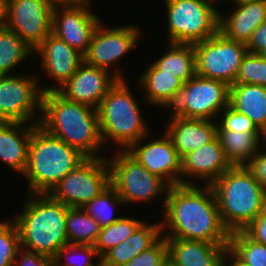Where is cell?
I'll list each match as a JSON object with an SVG mask.
<instances>
[{
  "mask_svg": "<svg viewBox=\"0 0 266 266\" xmlns=\"http://www.w3.org/2000/svg\"><path fill=\"white\" fill-rule=\"evenodd\" d=\"M229 85L225 82L194 75L184 83L173 106L172 114L184 118L215 120L229 105Z\"/></svg>",
  "mask_w": 266,
  "mask_h": 266,
  "instance_id": "obj_11",
  "label": "cell"
},
{
  "mask_svg": "<svg viewBox=\"0 0 266 266\" xmlns=\"http://www.w3.org/2000/svg\"><path fill=\"white\" fill-rule=\"evenodd\" d=\"M23 211L12 220L16 223L20 246L54 258L68 243L66 218L68 206L49 194H31Z\"/></svg>",
  "mask_w": 266,
  "mask_h": 266,
  "instance_id": "obj_3",
  "label": "cell"
},
{
  "mask_svg": "<svg viewBox=\"0 0 266 266\" xmlns=\"http://www.w3.org/2000/svg\"><path fill=\"white\" fill-rule=\"evenodd\" d=\"M234 2V4H239V3H242V2H247V1H252V0H231Z\"/></svg>",
  "mask_w": 266,
  "mask_h": 266,
  "instance_id": "obj_46",
  "label": "cell"
},
{
  "mask_svg": "<svg viewBox=\"0 0 266 266\" xmlns=\"http://www.w3.org/2000/svg\"><path fill=\"white\" fill-rule=\"evenodd\" d=\"M18 257H20V259H17ZM13 266H55V260L52 257L20 247L16 254Z\"/></svg>",
  "mask_w": 266,
  "mask_h": 266,
  "instance_id": "obj_39",
  "label": "cell"
},
{
  "mask_svg": "<svg viewBox=\"0 0 266 266\" xmlns=\"http://www.w3.org/2000/svg\"><path fill=\"white\" fill-rule=\"evenodd\" d=\"M161 234V222L151 225L143 222L130 237L107 251L100 260L109 266H124L153 246Z\"/></svg>",
  "mask_w": 266,
  "mask_h": 266,
  "instance_id": "obj_25",
  "label": "cell"
},
{
  "mask_svg": "<svg viewBox=\"0 0 266 266\" xmlns=\"http://www.w3.org/2000/svg\"><path fill=\"white\" fill-rule=\"evenodd\" d=\"M76 253H79L82 256H84V258H86L85 261L83 259L84 261L83 263L78 261L71 262L70 257L75 255ZM92 257L100 259L93 245L67 243L57 252V255L54 257V260H55V266H95L97 264V261L96 263L92 262L91 261Z\"/></svg>",
  "mask_w": 266,
  "mask_h": 266,
  "instance_id": "obj_36",
  "label": "cell"
},
{
  "mask_svg": "<svg viewBox=\"0 0 266 266\" xmlns=\"http://www.w3.org/2000/svg\"><path fill=\"white\" fill-rule=\"evenodd\" d=\"M168 42L194 44L219 31L220 11L211 0H165Z\"/></svg>",
  "mask_w": 266,
  "mask_h": 266,
  "instance_id": "obj_7",
  "label": "cell"
},
{
  "mask_svg": "<svg viewBox=\"0 0 266 266\" xmlns=\"http://www.w3.org/2000/svg\"><path fill=\"white\" fill-rule=\"evenodd\" d=\"M6 0H0V27L5 24Z\"/></svg>",
  "mask_w": 266,
  "mask_h": 266,
  "instance_id": "obj_44",
  "label": "cell"
},
{
  "mask_svg": "<svg viewBox=\"0 0 266 266\" xmlns=\"http://www.w3.org/2000/svg\"><path fill=\"white\" fill-rule=\"evenodd\" d=\"M230 167L217 137L181 158V175L203 179L205 185H212Z\"/></svg>",
  "mask_w": 266,
  "mask_h": 266,
  "instance_id": "obj_19",
  "label": "cell"
},
{
  "mask_svg": "<svg viewBox=\"0 0 266 266\" xmlns=\"http://www.w3.org/2000/svg\"><path fill=\"white\" fill-rule=\"evenodd\" d=\"M25 124L0 121V160L21 175L27 166L32 131L38 125Z\"/></svg>",
  "mask_w": 266,
  "mask_h": 266,
  "instance_id": "obj_23",
  "label": "cell"
},
{
  "mask_svg": "<svg viewBox=\"0 0 266 266\" xmlns=\"http://www.w3.org/2000/svg\"><path fill=\"white\" fill-rule=\"evenodd\" d=\"M143 222L129 217H121L113 224L101 228L99 237L94 245L98 256L101 258L107 251L125 241Z\"/></svg>",
  "mask_w": 266,
  "mask_h": 266,
  "instance_id": "obj_31",
  "label": "cell"
},
{
  "mask_svg": "<svg viewBox=\"0 0 266 266\" xmlns=\"http://www.w3.org/2000/svg\"><path fill=\"white\" fill-rule=\"evenodd\" d=\"M219 116L221 121L218 122L217 130H230L234 132L245 133H262L252 120L246 115L235 111L229 105L222 111Z\"/></svg>",
  "mask_w": 266,
  "mask_h": 266,
  "instance_id": "obj_38",
  "label": "cell"
},
{
  "mask_svg": "<svg viewBox=\"0 0 266 266\" xmlns=\"http://www.w3.org/2000/svg\"><path fill=\"white\" fill-rule=\"evenodd\" d=\"M111 185L107 158H86L53 188L49 195L68 207H83Z\"/></svg>",
  "mask_w": 266,
  "mask_h": 266,
  "instance_id": "obj_10",
  "label": "cell"
},
{
  "mask_svg": "<svg viewBox=\"0 0 266 266\" xmlns=\"http://www.w3.org/2000/svg\"><path fill=\"white\" fill-rule=\"evenodd\" d=\"M117 80H124L120 70L115 69L111 73L83 61L72 77L56 91L69 101L97 109Z\"/></svg>",
  "mask_w": 266,
  "mask_h": 266,
  "instance_id": "obj_17",
  "label": "cell"
},
{
  "mask_svg": "<svg viewBox=\"0 0 266 266\" xmlns=\"http://www.w3.org/2000/svg\"><path fill=\"white\" fill-rule=\"evenodd\" d=\"M169 266H221L229 244H214L196 240L165 238Z\"/></svg>",
  "mask_w": 266,
  "mask_h": 266,
  "instance_id": "obj_21",
  "label": "cell"
},
{
  "mask_svg": "<svg viewBox=\"0 0 266 266\" xmlns=\"http://www.w3.org/2000/svg\"><path fill=\"white\" fill-rule=\"evenodd\" d=\"M218 121L171 116L166 134L180 158L210 143L217 137Z\"/></svg>",
  "mask_w": 266,
  "mask_h": 266,
  "instance_id": "obj_20",
  "label": "cell"
},
{
  "mask_svg": "<svg viewBox=\"0 0 266 266\" xmlns=\"http://www.w3.org/2000/svg\"><path fill=\"white\" fill-rule=\"evenodd\" d=\"M168 245L165 237L161 238L149 249L135 256L124 266H168Z\"/></svg>",
  "mask_w": 266,
  "mask_h": 266,
  "instance_id": "obj_37",
  "label": "cell"
},
{
  "mask_svg": "<svg viewBox=\"0 0 266 266\" xmlns=\"http://www.w3.org/2000/svg\"><path fill=\"white\" fill-rule=\"evenodd\" d=\"M68 243L95 245L101 227L97 220L81 207H68L66 218Z\"/></svg>",
  "mask_w": 266,
  "mask_h": 266,
  "instance_id": "obj_29",
  "label": "cell"
},
{
  "mask_svg": "<svg viewBox=\"0 0 266 266\" xmlns=\"http://www.w3.org/2000/svg\"><path fill=\"white\" fill-rule=\"evenodd\" d=\"M217 138L231 166H244L258 151L263 133L217 130Z\"/></svg>",
  "mask_w": 266,
  "mask_h": 266,
  "instance_id": "obj_27",
  "label": "cell"
},
{
  "mask_svg": "<svg viewBox=\"0 0 266 266\" xmlns=\"http://www.w3.org/2000/svg\"><path fill=\"white\" fill-rule=\"evenodd\" d=\"M211 187L230 233L245 229L266 207V190L245 166H231Z\"/></svg>",
  "mask_w": 266,
  "mask_h": 266,
  "instance_id": "obj_5",
  "label": "cell"
},
{
  "mask_svg": "<svg viewBox=\"0 0 266 266\" xmlns=\"http://www.w3.org/2000/svg\"><path fill=\"white\" fill-rule=\"evenodd\" d=\"M53 7L50 0H6L4 25L34 51L51 33Z\"/></svg>",
  "mask_w": 266,
  "mask_h": 266,
  "instance_id": "obj_13",
  "label": "cell"
},
{
  "mask_svg": "<svg viewBox=\"0 0 266 266\" xmlns=\"http://www.w3.org/2000/svg\"><path fill=\"white\" fill-rule=\"evenodd\" d=\"M116 153L115 158H107V161L111 185L124 203H148L158 195L168 193L170 186L162 178L151 174L127 150L119 148Z\"/></svg>",
  "mask_w": 266,
  "mask_h": 266,
  "instance_id": "obj_8",
  "label": "cell"
},
{
  "mask_svg": "<svg viewBox=\"0 0 266 266\" xmlns=\"http://www.w3.org/2000/svg\"><path fill=\"white\" fill-rule=\"evenodd\" d=\"M229 248L248 266H266V246L243 230L230 233Z\"/></svg>",
  "mask_w": 266,
  "mask_h": 266,
  "instance_id": "obj_33",
  "label": "cell"
},
{
  "mask_svg": "<svg viewBox=\"0 0 266 266\" xmlns=\"http://www.w3.org/2000/svg\"><path fill=\"white\" fill-rule=\"evenodd\" d=\"M33 54V50L13 30L0 27V75L12 74L14 67Z\"/></svg>",
  "mask_w": 266,
  "mask_h": 266,
  "instance_id": "obj_30",
  "label": "cell"
},
{
  "mask_svg": "<svg viewBox=\"0 0 266 266\" xmlns=\"http://www.w3.org/2000/svg\"><path fill=\"white\" fill-rule=\"evenodd\" d=\"M246 47L248 52L254 54H260L266 48V20L252 33Z\"/></svg>",
  "mask_w": 266,
  "mask_h": 266,
  "instance_id": "obj_42",
  "label": "cell"
},
{
  "mask_svg": "<svg viewBox=\"0 0 266 266\" xmlns=\"http://www.w3.org/2000/svg\"><path fill=\"white\" fill-rule=\"evenodd\" d=\"M198 186L169 187L163 202L161 228L162 233L166 229L171 232L163 237L229 244L230 232L222 223L211 185Z\"/></svg>",
  "mask_w": 266,
  "mask_h": 266,
  "instance_id": "obj_1",
  "label": "cell"
},
{
  "mask_svg": "<svg viewBox=\"0 0 266 266\" xmlns=\"http://www.w3.org/2000/svg\"><path fill=\"white\" fill-rule=\"evenodd\" d=\"M95 266H109V265H106L101 260H98V263Z\"/></svg>",
  "mask_w": 266,
  "mask_h": 266,
  "instance_id": "obj_47",
  "label": "cell"
},
{
  "mask_svg": "<svg viewBox=\"0 0 266 266\" xmlns=\"http://www.w3.org/2000/svg\"><path fill=\"white\" fill-rule=\"evenodd\" d=\"M33 54H39L37 56H41L43 71L58 84L55 87H43V92L59 89L72 77L79 65L83 62V55L81 53L71 48L52 32L33 51Z\"/></svg>",
  "mask_w": 266,
  "mask_h": 266,
  "instance_id": "obj_18",
  "label": "cell"
},
{
  "mask_svg": "<svg viewBox=\"0 0 266 266\" xmlns=\"http://www.w3.org/2000/svg\"><path fill=\"white\" fill-rule=\"evenodd\" d=\"M235 83L266 86V60L247 52L239 67Z\"/></svg>",
  "mask_w": 266,
  "mask_h": 266,
  "instance_id": "obj_34",
  "label": "cell"
},
{
  "mask_svg": "<svg viewBox=\"0 0 266 266\" xmlns=\"http://www.w3.org/2000/svg\"><path fill=\"white\" fill-rule=\"evenodd\" d=\"M263 143H264V146L266 147V131L263 133Z\"/></svg>",
  "mask_w": 266,
  "mask_h": 266,
  "instance_id": "obj_49",
  "label": "cell"
},
{
  "mask_svg": "<svg viewBox=\"0 0 266 266\" xmlns=\"http://www.w3.org/2000/svg\"><path fill=\"white\" fill-rule=\"evenodd\" d=\"M91 1L54 4L52 10L51 32L82 55L87 52L93 33L101 22L90 10Z\"/></svg>",
  "mask_w": 266,
  "mask_h": 266,
  "instance_id": "obj_14",
  "label": "cell"
},
{
  "mask_svg": "<svg viewBox=\"0 0 266 266\" xmlns=\"http://www.w3.org/2000/svg\"><path fill=\"white\" fill-rule=\"evenodd\" d=\"M229 258V259H228ZM229 263L228 260H231ZM221 266H248L241 258H239L229 247L224 251Z\"/></svg>",
  "mask_w": 266,
  "mask_h": 266,
  "instance_id": "obj_43",
  "label": "cell"
},
{
  "mask_svg": "<svg viewBox=\"0 0 266 266\" xmlns=\"http://www.w3.org/2000/svg\"><path fill=\"white\" fill-rule=\"evenodd\" d=\"M53 4H74L82 3L88 0H50Z\"/></svg>",
  "mask_w": 266,
  "mask_h": 266,
  "instance_id": "obj_45",
  "label": "cell"
},
{
  "mask_svg": "<svg viewBox=\"0 0 266 266\" xmlns=\"http://www.w3.org/2000/svg\"><path fill=\"white\" fill-rule=\"evenodd\" d=\"M118 204L124 205V201L118 195L116 189L110 185L101 194L86 203L82 208L88 215L98 221L101 228H104L121 218V216H113V207H116Z\"/></svg>",
  "mask_w": 266,
  "mask_h": 266,
  "instance_id": "obj_32",
  "label": "cell"
},
{
  "mask_svg": "<svg viewBox=\"0 0 266 266\" xmlns=\"http://www.w3.org/2000/svg\"><path fill=\"white\" fill-rule=\"evenodd\" d=\"M139 106L125 79L117 80L97 108L103 145L113 140L118 147H123L121 150H128L149 135L150 128Z\"/></svg>",
  "mask_w": 266,
  "mask_h": 266,
  "instance_id": "obj_6",
  "label": "cell"
},
{
  "mask_svg": "<svg viewBox=\"0 0 266 266\" xmlns=\"http://www.w3.org/2000/svg\"><path fill=\"white\" fill-rule=\"evenodd\" d=\"M140 29L135 25L107 27L99 23L95 29L83 61L98 68L109 69L136 47Z\"/></svg>",
  "mask_w": 266,
  "mask_h": 266,
  "instance_id": "obj_15",
  "label": "cell"
},
{
  "mask_svg": "<svg viewBox=\"0 0 266 266\" xmlns=\"http://www.w3.org/2000/svg\"><path fill=\"white\" fill-rule=\"evenodd\" d=\"M196 75L232 86L248 52L245 43L227 38L218 31L211 38L193 44Z\"/></svg>",
  "mask_w": 266,
  "mask_h": 266,
  "instance_id": "obj_9",
  "label": "cell"
},
{
  "mask_svg": "<svg viewBox=\"0 0 266 266\" xmlns=\"http://www.w3.org/2000/svg\"><path fill=\"white\" fill-rule=\"evenodd\" d=\"M149 135L133 144L127 151L151 174L162 178L169 186L195 185L181 176V158L175 150L171 138L166 134L142 145Z\"/></svg>",
  "mask_w": 266,
  "mask_h": 266,
  "instance_id": "obj_16",
  "label": "cell"
},
{
  "mask_svg": "<svg viewBox=\"0 0 266 266\" xmlns=\"http://www.w3.org/2000/svg\"><path fill=\"white\" fill-rule=\"evenodd\" d=\"M229 106L266 131V86L234 83L229 87Z\"/></svg>",
  "mask_w": 266,
  "mask_h": 266,
  "instance_id": "obj_26",
  "label": "cell"
},
{
  "mask_svg": "<svg viewBox=\"0 0 266 266\" xmlns=\"http://www.w3.org/2000/svg\"><path fill=\"white\" fill-rule=\"evenodd\" d=\"M144 87L146 95L143 100L154 106L170 109L176 102L184 83L173 74L158 69L153 63L149 64L138 79Z\"/></svg>",
  "mask_w": 266,
  "mask_h": 266,
  "instance_id": "obj_24",
  "label": "cell"
},
{
  "mask_svg": "<svg viewBox=\"0 0 266 266\" xmlns=\"http://www.w3.org/2000/svg\"><path fill=\"white\" fill-rule=\"evenodd\" d=\"M38 125L86 158L100 157L104 145L96 108L69 101L56 90L43 92Z\"/></svg>",
  "mask_w": 266,
  "mask_h": 266,
  "instance_id": "obj_2",
  "label": "cell"
},
{
  "mask_svg": "<svg viewBox=\"0 0 266 266\" xmlns=\"http://www.w3.org/2000/svg\"><path fill=\"white\" fill-rule=\"evenodd\" d=\"M234 7L229 16L220 12L219 31L229 39L247 44L255 29L266 20V0L242 2Z\"/></svg>",
  "mask_w": 266,
  "mask_h": 266,
  "instance_id": "obj_22",
  "label": "cell"
},
{
  "mask_svg": "<svg viewBox=\"0 0 266 266\" xmlns=\"http://www.w3.org/2000/svg\"><path fill=\"white\" fill-rule=\"evenodd\" d=\"M243 231L251 239L266 246V207Z\"/></svg>",
  "mask_w": 266,
  "mask_h": 266,
  "instance_id": "obj_41",
  "label": "cell"
},
{
  "mask_svg": "<svg viewBox=\"0 0 266 266\" xmlns=\"http://www.w3.org/2000/svg\"><path fill=\"white\" fill-rule=\"evenodd\" d=\"M38 78L39 74L0 75V121L39 123L36 112L41 114L43 91Z\"/></svg>",
  "mask_w": 266,
  "mask_h": 266,
  "instance_id": "obj_12",
  "label": "cell"
},
{
  "mask_svg": "<svg viewBox=\"0 0 266 266\" xmlns=\"http://www.w3.org/2000/svg\"><path fill=\"white\" fill-rule=\"evenodd\" d=\"M244 166L266 190V148L259 150Z\"/></svg>",
  "mask_w": 266,
  "mask_h": 266,
  "instance_id": "obj_40",
  "label": "cell"
},
{
  "mask_svg": "<svg viewBox=\"0 0 266 266\" xmlns=\"http://www.w3.org/2000/svg\"><path fill=\"white\" fill-rule=\"evenodd\" d=\"M260 55L266 60V48L260 53Z\"/></svg>",
  "mask_w": 266,
  "mask_h": 266,
  "instance_id": "obj_48",
  "label": "cell"
},
{
  "mask_svg": "<svg viewBox=\"0 0 266 266\" xmlns=\"http://www.w3.org/2000/svg\"><path fill=\"white\" fill-rule=\"evenodd\" d=\"M167 52L153 64L160 70L173 74L183 83L196 74L195 49L193 44L169 42Z\"/></svg>",
  "mask_w": 266,
  "mask_h": 266,
  "instance_id": "obj_28",
  "label": "cell"
},
{
  "mask_svg": "<svg viewBox=\"0 0 266 266\" xmlns=\"http://www.w3.org/2000/svg\"><path fill=\"white\" fill-rule=\"evenodd\" d=\"M86 157L37 125L31 134L23 177L31 194H49Z\"/></svg>",
  "mask_w": 266,
  "mask_h": 266,
  "instance_id": "obj_4",
  "label": "cell"
},
{
  "mask_svg": "<svg viewBox=\"0 0 266 266\" xmlns=\"http://www.w3.org/2000/svg\"><path fill=\"white\" fill-rule=\"evenodd\" d=\"M20 235L16 223L7 220L0 226V266H13L18 249Z\"/></svg>",
  "mask_w": 266,
  "mask_h": 266,
  "instance_id": "obj_35",
  "label": "cell"
}]
</instances>
